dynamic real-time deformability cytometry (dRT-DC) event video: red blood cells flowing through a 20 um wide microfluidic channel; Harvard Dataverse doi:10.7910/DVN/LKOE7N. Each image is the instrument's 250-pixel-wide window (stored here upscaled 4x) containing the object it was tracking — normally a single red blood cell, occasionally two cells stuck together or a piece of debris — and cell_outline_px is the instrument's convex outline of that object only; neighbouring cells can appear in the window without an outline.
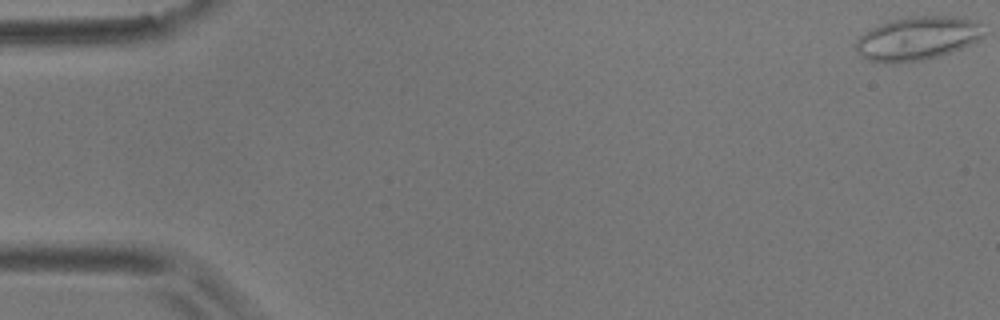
{"species": "common noctule bat (a hibernating species)", "species_latin": "Nyctalus noctula", "temperature_condition": "room temperature", "stored_images_in_passage": 7, "camera_frame_rate_fps": 3000, "um_per_image_px": 0.085, "animal": {"sex": "male", "body_mass_g": 17.9}, "frame": {"image": 1, "passage_image": 1, "time_ms": 0.0, "image_size_px": [1000, 320], "cell_outline_px": [[984, 36], [980, 40], [960, 48], [924, 60], [868, 60], [860, 56], [856, 48], [856, 40], [864, 32], [880, 24], [892, 20], [908, 16], [956, 16], [972, 20], [980, 24]], "centroid_in_image_um": [78.0, 3.21], "position_along_channel_um": 7.0, "area_um2": 31.56}}